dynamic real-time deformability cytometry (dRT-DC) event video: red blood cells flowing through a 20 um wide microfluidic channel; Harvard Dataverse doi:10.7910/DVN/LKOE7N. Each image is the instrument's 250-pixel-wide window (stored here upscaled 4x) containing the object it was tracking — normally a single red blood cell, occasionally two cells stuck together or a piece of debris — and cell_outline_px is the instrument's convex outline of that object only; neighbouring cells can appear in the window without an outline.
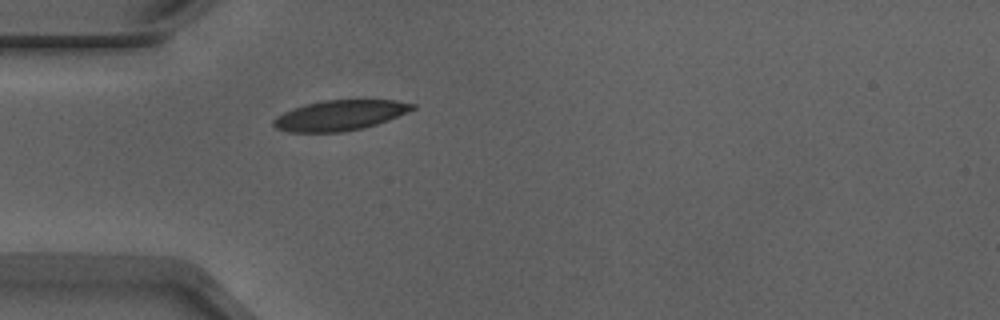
{"species": "Egyptian fruit bat (a non-hibernating species)", "species_latin": "Rousettus aegyptiacus", "temperature_condition": "warm", "stored_images_in_passage": 32, "camera_frame_rate_fps": 3000, "um_per_image_px": 0.085, "animal": {"sex": "male"}, "frame": {"image": 1, "passage_image": 1, "time_ms": 0.0, "image_size_px": [1000, 320], "cell_outline_px": [[416, 108], [408, 112], [388, 120], [376, 124], [360, 128], [340, 132], [288, 132], [276, 128], [272, 124], [272, 120], [276, 116], [292, 108], [304, 104], [324, 100], [396, 100], [416, 104]], "centroid_in_image_um": [28.87, 9.79], "position_along_channel_um": 56.1, "area_um2": 24.51}}
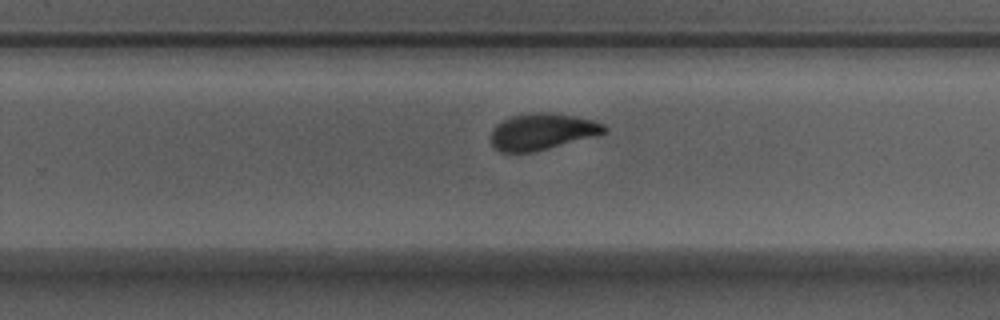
{"frame": {"image": 2, "passage_image": 19, "time_ms": 6.0, "image_size_px": [1000, 320], "cell_outline_px": [[608, 128], [604, 132], [592, 136], [548, 148], [532, 152], [500, 152], [492, 144], [492, 128], [496, 124], [512, 116], [536, 112], [548, 112], [572, 116], [592, 120], [604, 124]], "centroid_in_image_um": [46.04, 11.18], "position_along_channel_um": 283.8, "area_um2": 23.52}}
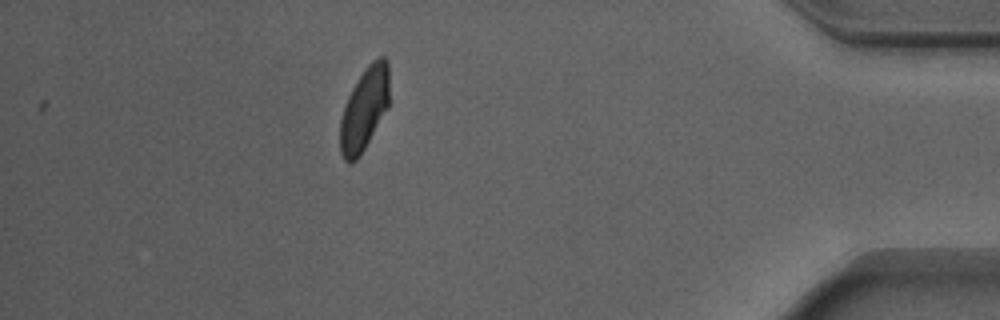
{"frame": {"image": 3, "passage_image": 32, "time_ms": 10.333, "image_size_px": [1000, 320], "cell_outline_px": [[388, 108], [360, 156], [352, 164], [344, 160], [340, 152], [340, 120], [344, 104], [352, 88], [368, 64], [372, 60], [380, 56], [384, 56], [388, 60]], "centroid_in_image_um": [30.95, 9.28], "position_along_channel_um": 404.2, "area_um2": 23.81}, "authors_computed_cell_mechanics": {"area_um2": 24.854, "velocity_mm_per_s": 3.8948, "shape_relaxation_time_tau1_ms": 3.5048, "shape_relaxation_time_tau2_ms": 1.0307, "deformation_change_tau1": 0.1383, "deformation_change_tau2": 0.0676}}